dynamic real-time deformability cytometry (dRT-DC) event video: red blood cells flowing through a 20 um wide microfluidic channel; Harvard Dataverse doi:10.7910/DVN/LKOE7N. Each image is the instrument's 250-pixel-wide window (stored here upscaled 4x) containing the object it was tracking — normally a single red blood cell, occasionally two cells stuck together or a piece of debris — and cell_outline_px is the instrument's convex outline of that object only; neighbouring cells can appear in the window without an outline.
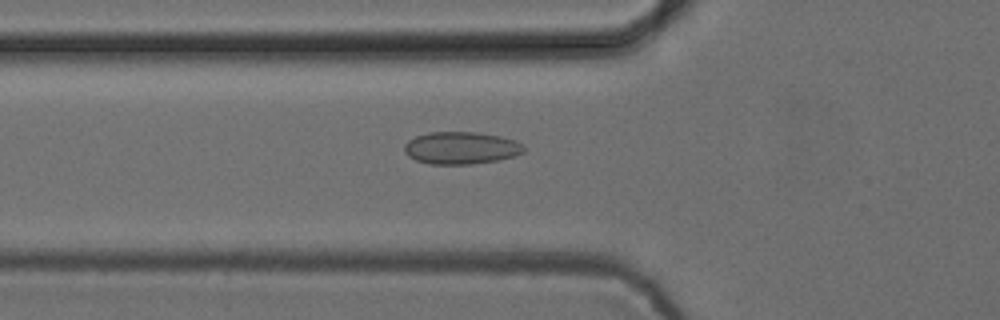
{"species": "common noctule bat (a hibernating species)", "species_latin": "Nyctalus noctula", "temperature_condition": "cold", "stored_images_in_passage": 53, "camera_frame_rate_fps": 3000, "um_per_image_px": 0.085, "animal": {"sex": "female", "body_mass_g": 24.6, "forearm_length_mm": 56.2}, "frame": {"image": 1, "passage_image": 19, "time_ms": 6.0, "image_size_px": [1000, 320], "cell_outline_px": [[524, 152], [516, 156], [496, 160], [472, 164], [428, 164], [416, 160], [408, 156], [404, 152], [404, 144], [408, 140], [416, 136], [428, 132], [476, 132], [500, 136], [516, 140], [524, 148]], "centroid_in_image_um": [39.17, 12.57], "position_along_channel_um": 86.6, "area_um2": 22.6}}
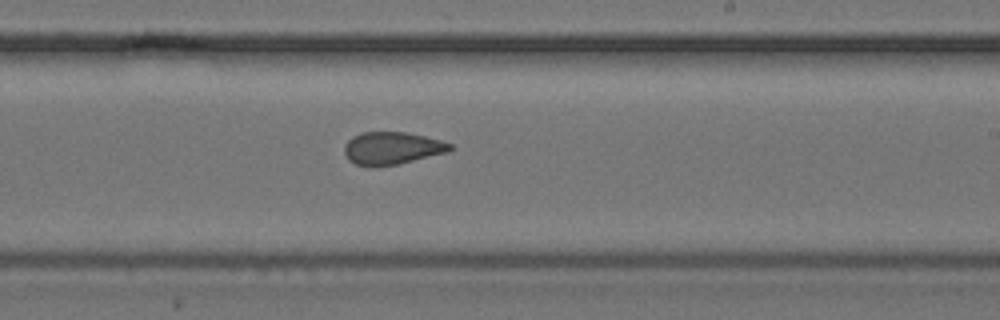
{"frame": {"image": 2, "passage_image": 32, "time_ms": 10.333, "image_size_px": [1000, 320], "cell_outline_px": [[452, 148], [448, 152], [396, 164], [372, 168], [368, 168], [356, 164], [348, 160], [344, 152], [344, 144], [352, 136], [360, 132], [404, 132], [424, 136], [440, 140], [452, 144]], "centroid_in_image_um": [33.26, 12.6], "position_along_channel_um": 255.7, "area_um2": 20.17}}
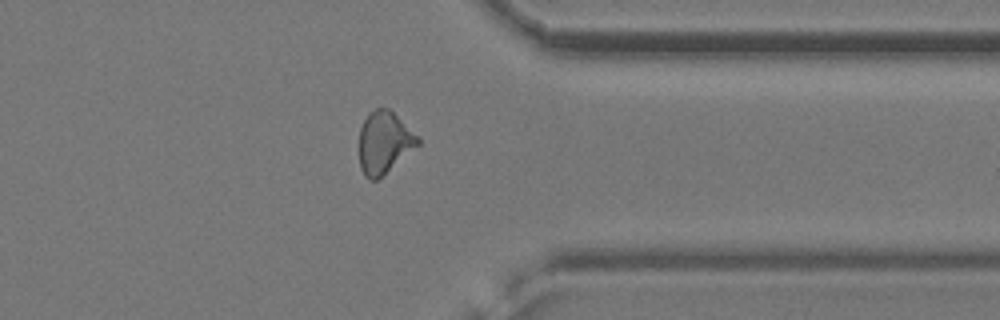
{"frame": {"image": 3, "passage_image": 42, "time_ms": 13.667, "image_size_px": [1000, 320], "cell_outline_px": [[420, 144], [376, 180], [368, 180], [364, 176], [360, 168], [360, 128], [368, 112], [376, 108], [388, 108], [420, 140]], "centroid_in_image_um": [32.61, 12.12], "position_along_channel_um": 378.8, "area_um2": 20.69}, "authors_computed_cell_mechanics": {"area_um2": 21.3282, "velocity_mm_per_s": 3.8824, "shape_relaxation_time_tau1_ms": null, "shape_relaxation_time_tau2_ms": 1.5656, "deformation_change_tau1": null, "deformation_change_tau2": 0.0609}}